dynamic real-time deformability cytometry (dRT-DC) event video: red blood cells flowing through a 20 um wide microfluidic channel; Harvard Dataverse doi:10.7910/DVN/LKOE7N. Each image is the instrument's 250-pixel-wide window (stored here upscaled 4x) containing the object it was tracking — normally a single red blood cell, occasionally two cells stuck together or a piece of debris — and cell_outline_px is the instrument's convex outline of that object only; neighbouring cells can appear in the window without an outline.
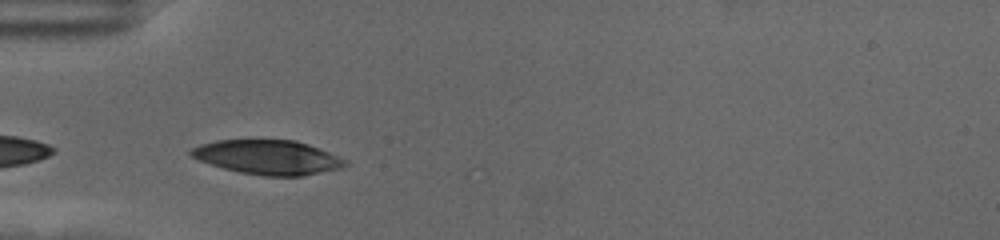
{"species": "human", "species_latin": "Homo sapiens", "temperature_condition": "cold", "stored_images_in_passage": 34, "camera_frame_rate_fps": 3000, "um_per_image_px": 0.085, "donor": {"sex": "female"}, "frame": {"image": 1, "passage_image": 2, "time_ms": 0.333, "image_size_px": [1000, 240], "cell_outline_px": [[348, 164], [344, 168], [300, 176], [264, 176], [240, 172], [224, 168], [200, 160], [192, 156], [188, 152], [192, 148], [200, 144], [216, 140], [292, 140], [308, 144], [320, 148], [348, 160]], "centroid_in_image_um": [22.82, 13.37], "position_along_channel_um": 62.2, "area_um2": 30.81}}
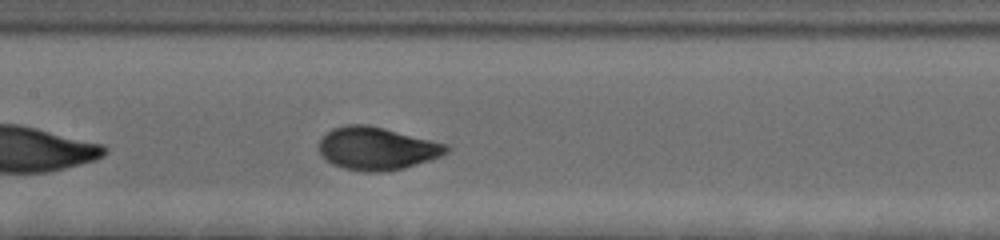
{"frame": {"image": 2, "passage_image": 12, "time_ms": 3.667, "image_size_px": [1000, 240], "cell_outline_px": [[452, 148], [448, 152], [440, 156], [404, 168], [388, 172], [364, 172], [344, 168], [332, 164], [320, 156], [320, 140], [332, 128], [348, 124], [368, 124], [448, 144]], "centroid_in_image_um": [32.04, 12.62], "position_along_channel_um": 175.4, "area_um2": 31.91}}
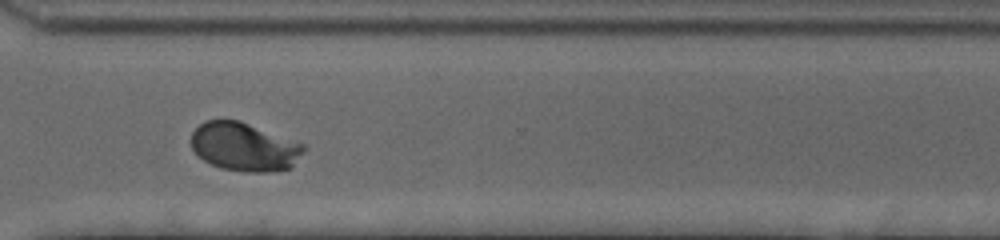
{"frame": {"image": 3, "passage_image": 27, "time_ms": 8.667, "image_size_px": [1000, 240], "cell_outline_px": [[308, 148], [292, 168], [268, 172], [244, 172], [220, 168], [204, 160], [192, 148], [192, 132], [204, 120], [240, 120], [304, 144]], "centroid_in_image_um": [20.81, 12.49], "position_along_channel_um": 349.8, "area_um2": 31.96}, "authors_computed_cell_mechanics": {"area_um2": 31.7322, "velocity_mm_per_s": 3.4874, "shape_relaxation_time_tau1_ms": 2.8242, "shape_relaxation_time_tau2_ms": null, "deformation_change_tau1": 0.1719, "deformation_change_tau2": null}}